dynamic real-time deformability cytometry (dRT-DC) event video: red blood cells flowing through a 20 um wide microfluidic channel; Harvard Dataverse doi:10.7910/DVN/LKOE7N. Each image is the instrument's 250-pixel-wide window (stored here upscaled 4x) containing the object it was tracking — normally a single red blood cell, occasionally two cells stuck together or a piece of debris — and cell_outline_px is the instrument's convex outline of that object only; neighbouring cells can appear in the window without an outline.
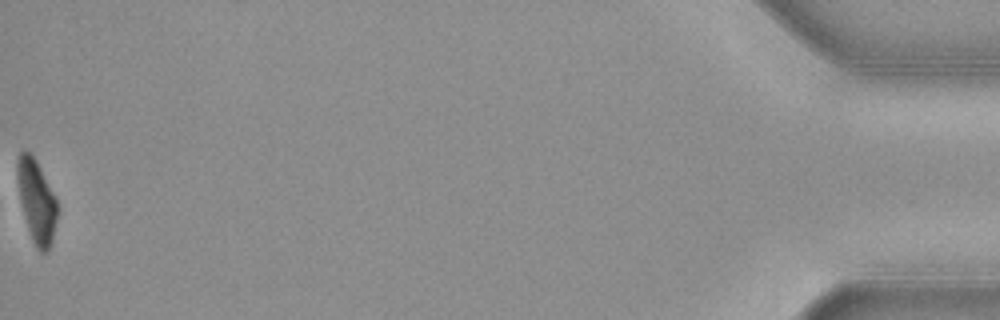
{"species": "common noctule bat (a hibernating species)", "species_latin": "Nyctalus noctula", "temperature_condition": "cold", "stored_images_in_passage": 41, "camera_frame_rate_fps": 3000, "um_per_image_px": 0.085, "animal": {"sex": "female", "body_mass_g": 19.3, "forearm_length_mm": 54.1}, "frame": {"image": 1, "passage_image": 41, "time_ms": 13.333, "image_size_px": [1000, 320], "cell_outline_px": [[56, 220], [52, 240], [48, 252], [40, 252], [36, 248], [32, 240], [28, 228], [20, 200], [16, 176], [16, 164], [20, 152], [28, 152], [32, 156], [52, 192], [56, 200]], "centroid_in_image_um": [3.08, 17.16], "position_along_channel_um": 432.1, "area_um2": 18.55}, "authors_computed_cell_mechanics": {"area_um2": 23.9292, "velocity_mm_per_s": 3.6735, "shape_relaxation_time_tau1_ms": 2.921, "shape_relaxation_time_tau2_ms": null, "deformation_change_tau1": 0.1289, "deformation_change_tau2": null}}